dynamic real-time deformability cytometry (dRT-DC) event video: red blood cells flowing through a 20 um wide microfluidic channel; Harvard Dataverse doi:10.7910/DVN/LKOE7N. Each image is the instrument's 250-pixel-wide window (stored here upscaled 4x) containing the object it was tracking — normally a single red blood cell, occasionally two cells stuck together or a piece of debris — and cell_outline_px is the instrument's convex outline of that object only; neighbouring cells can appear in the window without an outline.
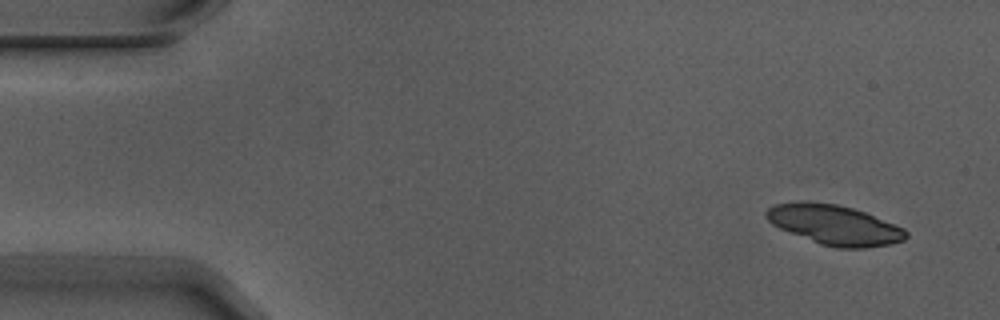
{"species": "Egyptian fruit bat (a non-hibernating species)", "species_latin": "Rousettus aegyptiacus", "temperature_condition": "warm", "stored_images_in_passage": 5, "camera_frame_rate_fps": 3000, "um_per_image_px": 0.085, "animal": {"sex": "male"}, "frame": {"image": 1, "passage_image": 1, "time_ms": 0.0, "image_size_px": [1000, 320], "cell_outline_px": [[908, 236], [904, 240], [892, 244], [864, 248], [836, 248], [820, 244], [780, 228], [772, 224], [764, 216], [764, 212], [768, 208], [776, 204], [836, 204], [852, 208], [864, 212], [904, 228], [908, 232]], "centroid_in_image_um": [70.99, 19.16], "position_along_channel_um": 14.0, "area_um2": 31.56}}